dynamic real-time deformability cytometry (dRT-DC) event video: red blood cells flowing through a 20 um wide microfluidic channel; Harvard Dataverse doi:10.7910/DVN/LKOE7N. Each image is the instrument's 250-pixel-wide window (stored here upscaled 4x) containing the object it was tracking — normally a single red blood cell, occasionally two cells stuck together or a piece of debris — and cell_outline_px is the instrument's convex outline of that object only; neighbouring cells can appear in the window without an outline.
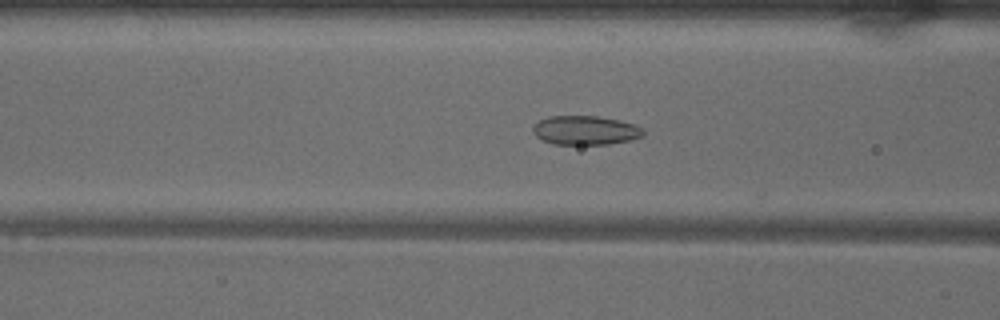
{"species": "common noctule bat (a hibernating species)", "species_latin": "Nyctalus noctula", "temperature_condition": "warm", "stored_images_in_passage": 36, "camera_frame_rate_fps": 3000, "um_per_image_px": 0.085, "animal": {"sex": "male", "body_mass_g": 18.8}, "frame": {"image": 1, "passage_image": 5, "time_ms": 1.333, "image_size_px": [1000, 320], "cell_outline_px": [[644, 136], [628, 140], [608, 144], [552, 144], [536, 136], [532, 132], [532, 128], [540, 120], [548, 116], [596, 116], [620, 120], [644, 128]], "centroid_in_image_um": [49.76, 11.07], "position_along_channel_um": 116.8, "area_um2": 18.61}}
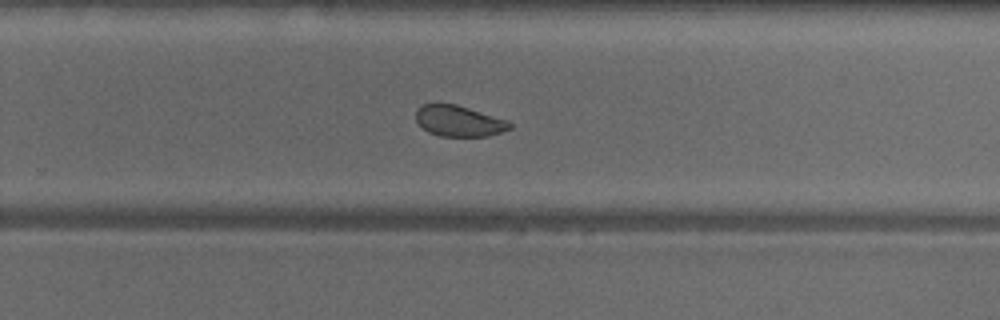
{"frame": {"image": 2, "passage_image": 18, "time_ms": 5.667, "image_size_px": [1000, 320], "cell_outline_px": [[512, 128], [488, 136], [440, 136], [428, 132], [416, 120], [416, 108], [424, 104], [456, 104], [508, 120], [512, 124]], "centroid_in_image_um": [39.02, 10.28], "position_along_channel_um": 290.8, "area_um2": 16.82}}
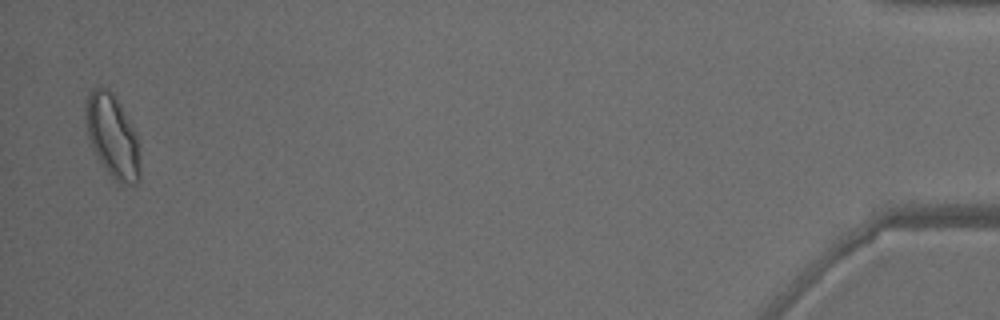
{"frame": {"image": 3, "passage_image": 35, "time_ms": 11.333, "image_size_px": [1000, 320], "cell_outline_px": [[140, 180], [136, 184], [120, 184], [108, 172], [92, 148], [88, 136], [84, 120], [84, 112], [88, 92], [92, 88], [108, 88], [112, 92], [136, 132], [140, 168]], "centroid_in_image_um": [9.54, 11.56], "position_along_channel_um": 425.7, "area_um2": 26.18}}